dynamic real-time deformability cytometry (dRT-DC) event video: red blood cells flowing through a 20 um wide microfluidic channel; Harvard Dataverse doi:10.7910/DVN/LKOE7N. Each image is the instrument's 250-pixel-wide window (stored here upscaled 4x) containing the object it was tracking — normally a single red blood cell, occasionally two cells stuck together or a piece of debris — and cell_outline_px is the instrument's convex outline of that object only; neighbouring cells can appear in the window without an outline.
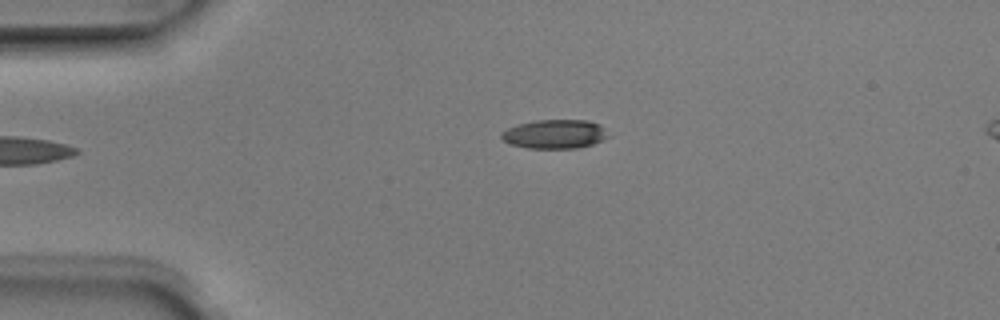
{"species": "Egyptian fruit bat (a non-hibernating species)", "species_latin": "Rousettus aegyptiacus", "temperature_condition": "room temperature", "stored_images_in_passage": 4, "camera_frame_rate_fps": 3000, "um_per_image_px": 0.085, "animal": {"sex": "male"}, "frame": {"image": 1, "passage_image": 4, "time_ms": 1.0, "image_size_px": [1000, 320], "cell_outline_px": [[612, 136], [592, 144], [576, 148], [528, 148], [508, 144], [500, 136], [508, 128], [520, 124], [536, 120], [588, 120], [600, 124]], "centroid_in_image_um": [47.21, 11.4], "position_along_channel_um": 37.8, "area_um2": 18.03}}